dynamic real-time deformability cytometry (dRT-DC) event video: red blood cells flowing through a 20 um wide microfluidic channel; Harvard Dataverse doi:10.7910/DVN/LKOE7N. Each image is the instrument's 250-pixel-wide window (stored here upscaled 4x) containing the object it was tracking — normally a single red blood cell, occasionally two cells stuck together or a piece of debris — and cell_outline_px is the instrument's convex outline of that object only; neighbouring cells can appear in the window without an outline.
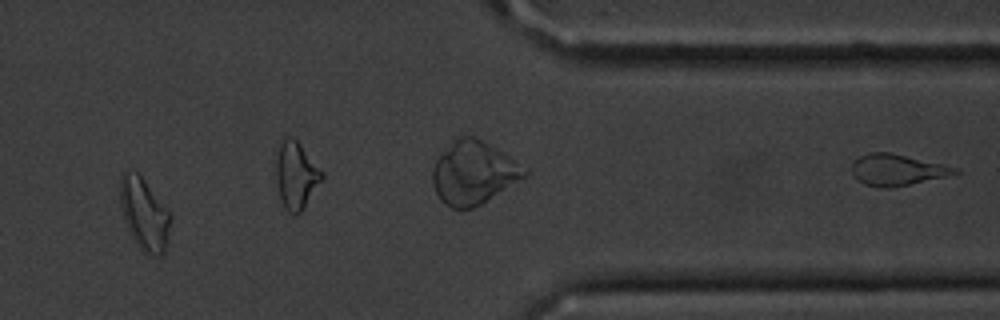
{"species": "common noctule bat (a hibernating species)", "species_latin": "Nyctalus noctula", "temperature_condition": "cold", "stored_images_in_passage": 16, "camera_frame_rate_fps": 3000, "um_per_image_px": 0.085, "animal": {"sex": "male", "body_mass_g": 20.1, "forearm_length_mm": 53.5}, "frame": {"image": 1, "passage_image": 12, "time_ms": 14.333, "image_size_px": [1000, 320], "cell_outline_px": [[172, 216], [168, 240], [164, 252], [160, 256], [152, 256], [144, 252], [140, 248], [132, 236], [128, 228], [120, 204], [120, 172], [136, 172], [144, 180]], "centroid_in_image_um": [12.27, 18.22], "position_along_channel_um": 399.1, "area_um2": 20.81}, "authors_computed_cell_mechanics": {"area_um2": 17.1666, "velocity_mm_per_s": 3.6328, "shape_relaxation_time_tau1_ms": 4.7166, "shape_relaxation_time_tau2_ms": null, "deformation_change_tau1": 0.15, "deformation_change_tau2": null}}